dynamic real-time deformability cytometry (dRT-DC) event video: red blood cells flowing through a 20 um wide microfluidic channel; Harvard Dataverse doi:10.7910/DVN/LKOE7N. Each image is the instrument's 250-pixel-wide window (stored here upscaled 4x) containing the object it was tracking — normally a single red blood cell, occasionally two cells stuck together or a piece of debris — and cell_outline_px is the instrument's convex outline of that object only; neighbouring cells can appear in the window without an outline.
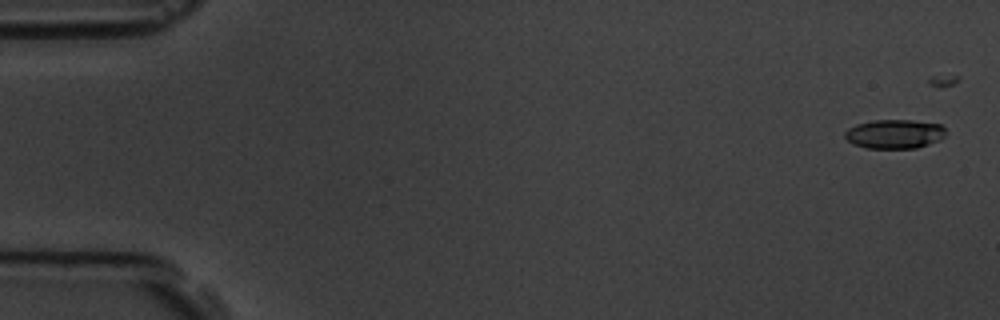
{"species": "common noctule bat (a hibernating species)", "species_latin": "Nyctalus noctula", "temperature_condition": "room temperature", "stored_images_in_passage": 5, "camera_frame_rate_fps": 3000, "um_per_image_px": 0.085, "animal": {"sex": "male", "body_mass_g": 19.5, "forearm_length_mm": 54.6}, "frame": {"image": 1, "passage_image": 1, "time_ms": 0.0, "image_size_px": [1000, 320], "cell_outline_px": [[944, 136], [940, 140], [916, 148], [864, 148], [852, 144], [844, 136], [844, 132], [848, 128], [856, 124], [872, 120], [912, 120], [940, 124], [944, 128]], "centroid_in_image_um": [75.99, 11.39], "position_along_channel_um": 9.0, "area_um2": 17.17}}
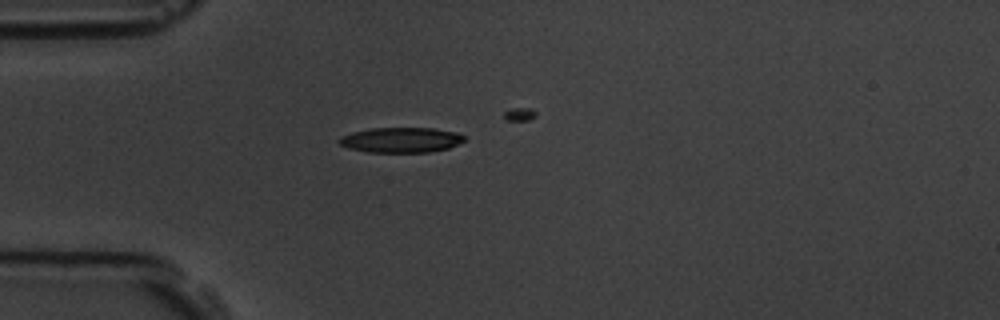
{"frame": {"image": 2, "passage_image": 5, "time_ms": 4.667, "image_size_px": [1000, 320], "cell_outline_px": [[464, 140], [448, 148], [428, 152], [368, 152], [348, 148], [340, 144], [336, 140], [340, 136], [352, 132], [372, 128], [432, 128], [456, 132], [464, 136]], "centroid_in_image_um": [34.03, 11.89], "position_along_channel_um": 51.0, "area_um2": 18.26}}